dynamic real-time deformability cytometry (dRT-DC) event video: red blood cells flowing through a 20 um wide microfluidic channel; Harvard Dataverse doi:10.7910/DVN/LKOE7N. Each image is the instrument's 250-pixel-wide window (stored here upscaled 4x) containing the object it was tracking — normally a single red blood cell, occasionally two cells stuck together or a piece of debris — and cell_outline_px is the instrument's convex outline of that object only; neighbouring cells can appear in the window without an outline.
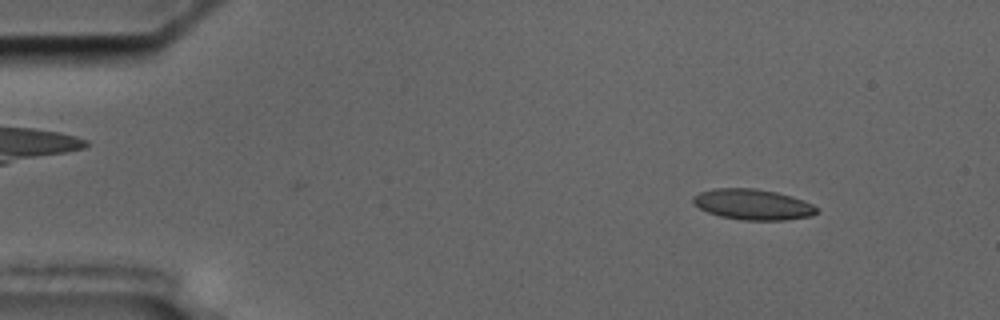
{"species": "common noctule bat (a hibernating species)", "species_latin": "Nyctalus noctula", "temperature_condition": "cold", "stored_images_in_passage": 53, "camera_frame_rate_fps": 3000, "um_per_image_px": 0.085, "animal": {"sex": "male", "body_mass_g": 17.5, "forearm_length_mm": 52.3}, "frame": {"image": 1, "passage_image": 4, "time_ms": 1.0, "image_size_px": [1000, 320], "cell_outline_px": [[820, 212], [812, 216], [784, 220], [740, 220], [720, 216], [708, 212], [692, 204], [692, 196], [700, 192], [712, 188], [756, 188], [776, 192], [792, 196], [804, 200], [812, 204]], "centroid_in_image_um": [63.98, 17.37], "position_along_channel_um": 21.0, "area_um2": 22.31}}
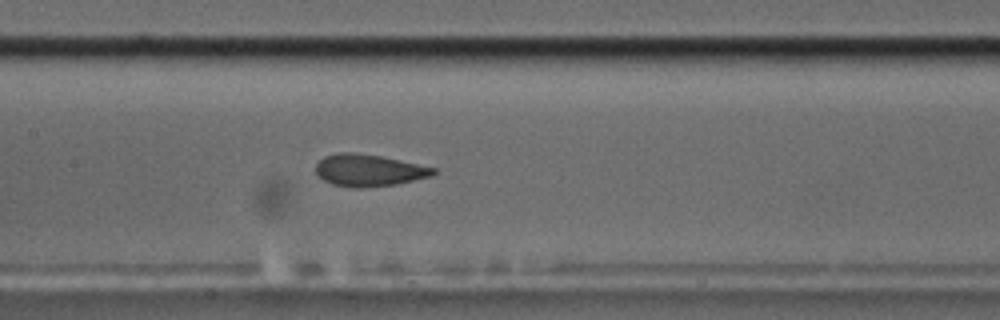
{"frame": {"image": 2, "passage_image": 24, "time_ms": 7.667, "image_size_px": [1000, 320], "cell_outline_px": [[436, 172], [432, 176], [396, 184], [360, 188], [356, 188], [332, 184], [324, 180], [316, 172], [316, 164], [324, 156], [340, 152], [352, 152], [380, 156], [436, 168]], "centroid_in_image_um": [31.34, 14.48], "position_along_channel_um": 176.1, "area_um2": 21.68}}
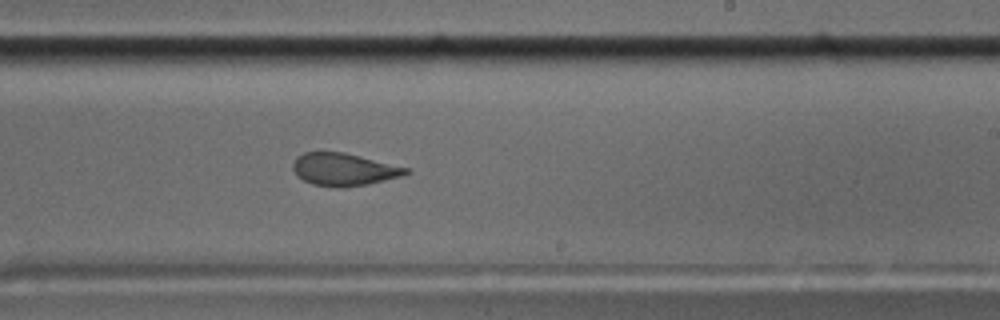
{"frame": {"image": 3, "passage_image": 31, "time_ms": 10.0, "image_size_px": [1000, 320], "cell_outline_px": [[412, 172], [400, 176], [368, 184], [344, 188], [336, 188], [312, 184], [304, 180], [292, 168], [292, 164], [296, 156], [304, 152], [344, 152], [408, 168]], "centroid_in_image_um": [29.21, 14.4], "position_along_channel_um": 259.8, "area_um2": 21.33}, "authors_computed_cell_mechanics": {"area_um2": 22.0796, "velocity_mm_per_s": 3.6007, "shape_relaxation_time_tau1_ms": null, "shape_relaxation_time_tau2_ms": 1.846, "deformation_change_tau1": null, "deformation_change_tau2": 0.0585}}